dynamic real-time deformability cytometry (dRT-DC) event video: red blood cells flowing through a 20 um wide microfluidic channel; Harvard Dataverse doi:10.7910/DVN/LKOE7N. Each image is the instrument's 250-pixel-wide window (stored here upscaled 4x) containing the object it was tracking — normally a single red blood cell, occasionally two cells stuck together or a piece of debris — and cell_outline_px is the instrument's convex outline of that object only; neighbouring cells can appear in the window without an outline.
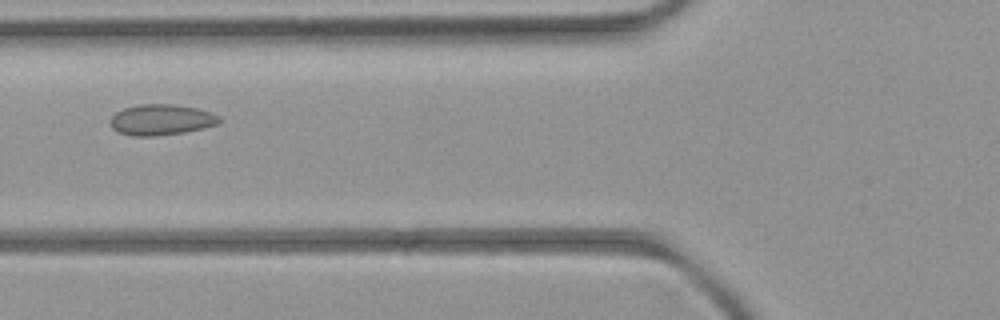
{"species": "common noctule bat (a hibernating species)", "species_latin": "Nyctalus noctula", "temperature_condition": "room temperature", "stored_images_in_passage": 5, "camera_frame_rate_fps": 3000, "um_per_image_px": 0.085, "animal": {"sex": "female", "body_mass_g": 21.9}, "frame": {"image": 1, "passage_image": 5, "time_ms": 4.667, "image_size_px": [1000, 320], "cell_outline_px": [[220, 124], [204, 128], [184, 132], [156, 136], [132, 136], [120, 132], [112, 128], [112, 116], [116, 112], [124, 108], [140, 104], [176, 104], [196, 108], [212, 112], [220, 116]], "centroid_in_image_um": [13.76, 10.17], "position_along_channel_um": 112.0, "area_um2": 19.59}}